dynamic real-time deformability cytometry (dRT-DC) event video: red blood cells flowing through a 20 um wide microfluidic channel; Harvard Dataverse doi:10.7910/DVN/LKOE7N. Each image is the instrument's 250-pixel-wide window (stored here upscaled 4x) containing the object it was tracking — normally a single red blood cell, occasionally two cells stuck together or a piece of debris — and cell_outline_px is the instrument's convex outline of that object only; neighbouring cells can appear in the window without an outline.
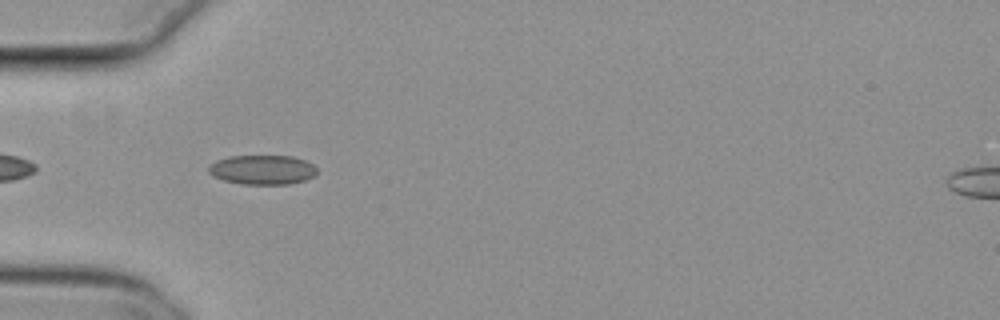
{"species": "common noctule bat (a hibernating species)", "species_latin": "Nyctalus noctula", "temperature_condition": "cold", "stored_images_in_passage": 40, "camera_frame_rate_fps": 3000, "um_per_image_px": 0.085, "animal": {"sex": "female", "body_mass_g": 29.2, "forearm_length_mm": 56.3}, "frame": {"image": 1, "passage_image": 3, "time_ms": 0.667, "image_size_px": [1000, 320], "cell_outline_px": [[316, 172], [312, 176], [304, 180], [288, 184], [240, 184], [224, 180], [212, 176], [208, 172], [208, 168], [216, 160], [228, 156], [292, 156], [304, 160], [312, 164], [316, 168]], "centroid_in_image_um": [22.27, 14.43], "position_along_channel_um": 62.7, "area_um2": 18.5}}
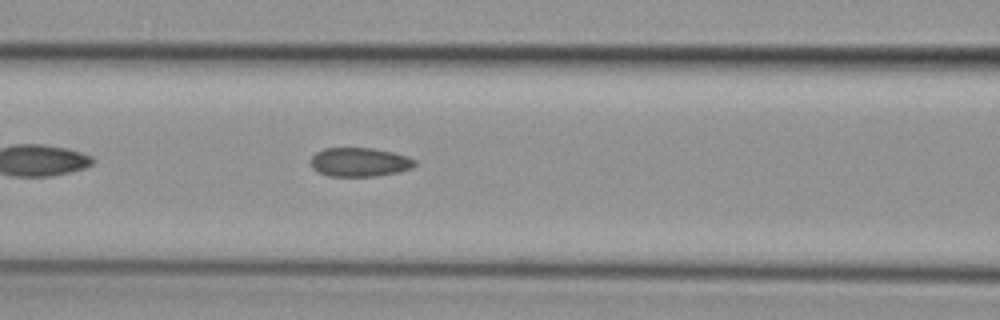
{"frame": {"image": 2, "passage_image": 9, "time_ms": 2.667, "image_size_px": [1000, 320], "cell_outline_px": [[416, 164], [412, 168], [400, 172], [376, 176], [328, 176], [312, 168], [312, 156], [316, 152], [324, 148], [372, 148], [392, 152], [408, 156], [416, 160]], "centroid_in_image_um": [30.6, 13.78], "position_along_channel_um": 136.0, "area_um2": 17.57}}
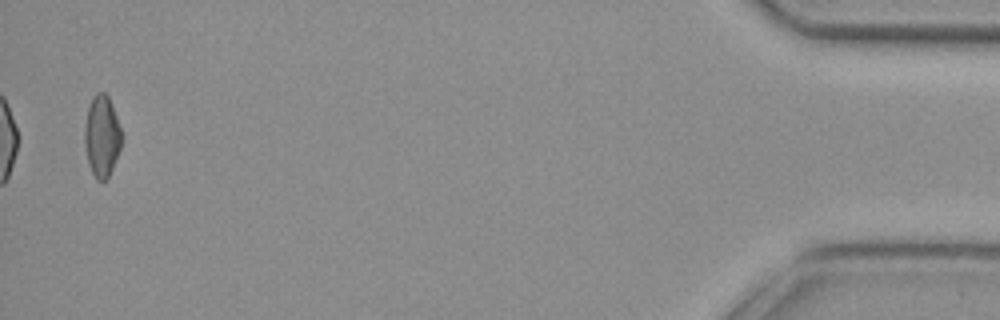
{"frame": {"image": 3, "passage_image": 39, "time_ms": 12.667, "image_size_px": [1000, 320], "cell_outline_px": [[120, 148], [112, 168], [108, 176], [104, 180], [96, 180], [88, 164], [84, 144], [84, 124], [88, 108], [92, 96], [96, 92], [104, 92], [108, 96], [116, 116], [120, 128]], "centroid_in_image_um": [8.62, 11.55], "position_along_channel_um": 426.6, "area_um2": 17.34}, "authors_computed_cell_mechanics": {"area_um2": 17.5712, "velocity_mm_per_s": 3.7913, "shape_relaxation_time_tau1_ms": null, "shape_relaxation_time_tau2_ms": 2.9383, "deformation_change_tau1": null, "deformation_change_tau2": 0.0793}}